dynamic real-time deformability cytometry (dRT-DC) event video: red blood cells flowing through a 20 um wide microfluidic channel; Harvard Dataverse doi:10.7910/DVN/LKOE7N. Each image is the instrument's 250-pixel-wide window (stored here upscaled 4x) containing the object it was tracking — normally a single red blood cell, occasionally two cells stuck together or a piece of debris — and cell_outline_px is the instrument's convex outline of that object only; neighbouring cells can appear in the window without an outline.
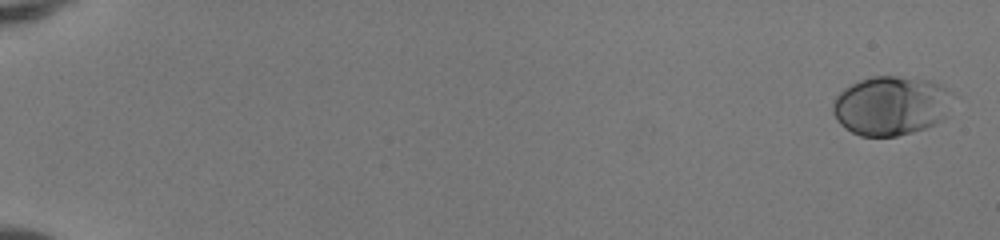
{"species": "human", "species_latin": "Homo sapiens", "temperature_condition": "room temperature", "stored_images_in_passage": 51, "camera_frame_rate_fps": 3000, "um_per_image_px": 0.085, "donor": {"sex": "female"}, "frame": {"image": 1, "passage_image": 1, "time_ms": 0.0, "image_size_px": [1000, 240], "cell_outline_px": [[948, 92], [944, 116], [940, 120], [924, 128], [912, 132], [896, 136], [860, 136], [852, 132], [840, 124], [836, 120], [832, 112], [832, 104], [836, 96], [844, 88], [860, 80], [872, 76], [896, 76], [932, 80], [940, 84]], "centroid_in_image_um": [75.63, 8.98], "position_along_channel_um": 9.4, "area_um2": 40.63}}
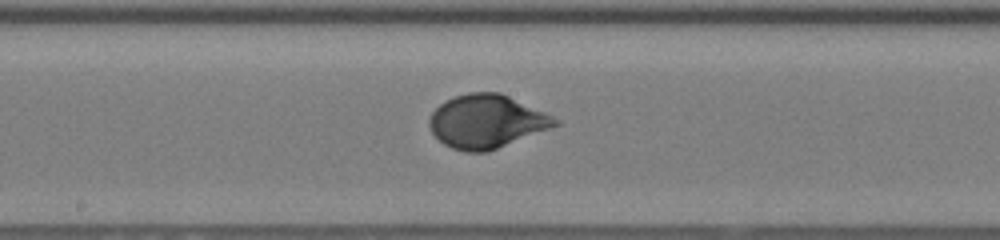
{"frame": {"image": 2, "passage_image": 30, "time_ms": 9.667, "image_size_px": [1000, 240], "cell_outline_px": [[560, 124], [488, 152], [464, 152], [452, 148], [444, 144], [432, 132], [428, 124], [428, 120], [432, 112], [444, 100], [468, 92], [500, 92], [544, 112], [560, 120]], "centroid_in_image_um": [41.33, 10.32], "position_along_channel_um": 206.9, "area_um2": 38.96}}
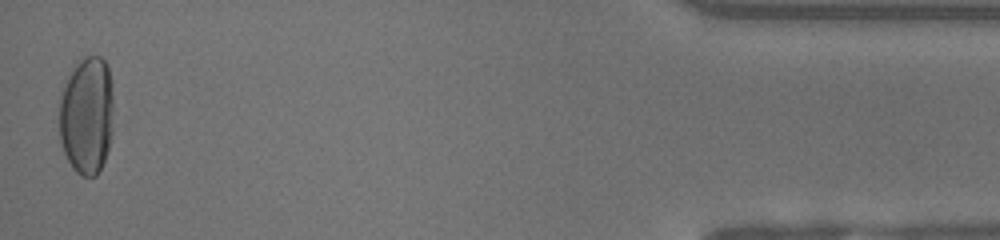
{"frame": {"image": 3, "passage_image": 51, "time_ms": 16.667, "image_size_px": [1000, 240], "cell_outline_px": [[112, 128], [108, 148], [104, 160], [96, 176], [80, 176], [72, 168], [64, 152], [60, 140], [60, 100], [68, 76], [76, 60], [84, 56], [100, 56], [104, 60], [108, 68], [112, 84]], "centroid_in_image_um": [7.37, 9.79], "position_along_channel_um": 427.8, "area_um2": 37.34}, "authors_computed_cell_mechanics": {"area_um2": 37.57, "velocity_mm_per_s": 4.146, "shape_relaxation_time_tau1_ms": 3.309, "shape_relaxation_time_tau2_ms": null, "deformation_change_tau1": 0.177, "deformation_change_tau2": null}}